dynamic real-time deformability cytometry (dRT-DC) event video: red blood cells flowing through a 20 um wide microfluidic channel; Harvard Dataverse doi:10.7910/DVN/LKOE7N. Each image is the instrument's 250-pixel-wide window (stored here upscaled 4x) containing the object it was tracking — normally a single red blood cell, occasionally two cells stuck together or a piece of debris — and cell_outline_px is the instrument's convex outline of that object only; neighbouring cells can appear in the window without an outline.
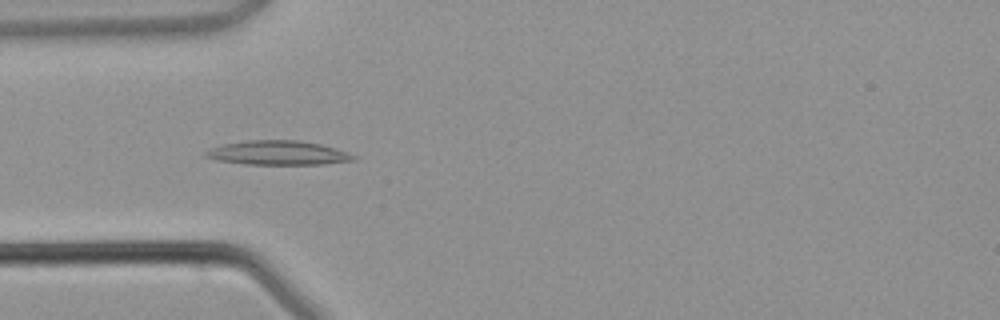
{"species": "common noctule bat (a hibernating species)", "species_latin": "Nyctalus noctula", "temperature_condition": "warm", "stored_images_in_passage": 4, "camera_frame_rate_fps": 3000, "um_per_image_px": 0.085, "animal": {"sex": "male", "body_mass_g": 21.5, "forearm_length_mm": 52.0}, "frame": {"image": 1, "passage_image": 3, "time_ms": 2.667, "image_size_px": [1000, 320], "cell_outline_px": [[356, 160], [324, 164], [244, 164], [216, 160], [204, 156], [204, 152], [212, 148], [224, 144], [248, 140], [300, 140], [320, 144], [336, 148], [348, 152], [356, 156]], "centroid_in_image_um": [23.65, 12.99], "position_along_channel_um": 61.3, "area_um2": 20.87}}
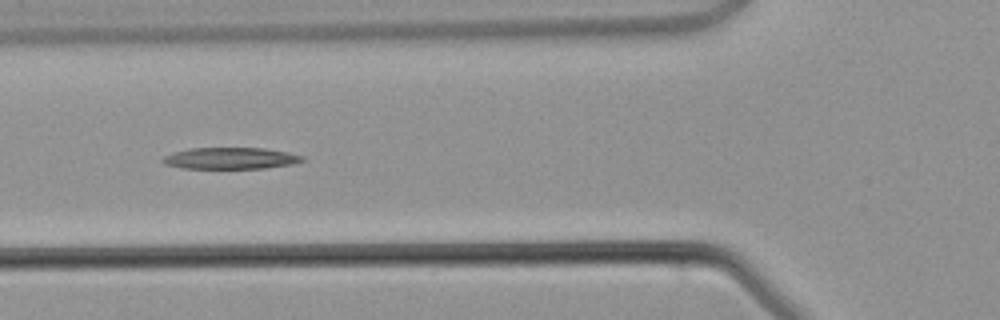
{"frame": {"image": 2, "passage_image": 4, "time_ms": 3.667, "image_size_px": [1000, 320], "cell_outline_px": [[308, 160], [292, 164], [264, 168], [180, 168], [164, 164], [160, 160], [164, 156], [172, 152], [188, 148], [264, 148], [288, 152], [304, 156]], "centroid_in_image_um": [19.59, 13.45], "position_along_channel_um": 106.2, "area_um2": 17.69}}